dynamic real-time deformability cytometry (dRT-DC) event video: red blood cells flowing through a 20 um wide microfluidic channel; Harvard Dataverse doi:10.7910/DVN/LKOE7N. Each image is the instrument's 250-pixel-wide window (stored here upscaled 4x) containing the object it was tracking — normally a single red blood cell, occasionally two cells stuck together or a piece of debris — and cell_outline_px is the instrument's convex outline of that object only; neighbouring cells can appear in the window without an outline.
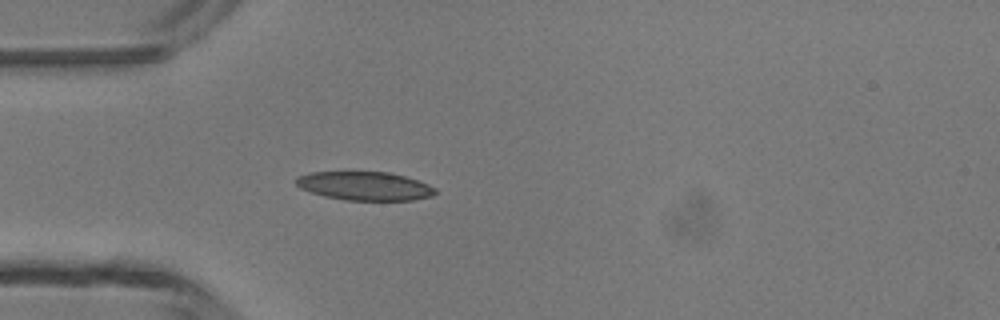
{"species": "common noctule bat (a hibernating species)", "species_latin": "Nyctalus noctula", "temperature_condition": "room temperature", "stored_images_in_passage": 3, "camera_frame_rate_fps": 3000, "um_per_image_px": 0.085, "animal": {"sex": "male", "body_mass_g": 13.3}, "frame": {"image": 1, "passage_image": 3, "time_ms": 2.333, "image_size_px": [1000, 320], "cell_outline_px": [[436, 192], [432, 196], [412, 200], [344, 200], [324, 196], [300, 188], [296, 184], [296, 176], [308, 172], [388, 172], [404, 176], [428, 184], [436, 188]], "centroid_in_image_um": [30.98, 15.81], "position_along_channel_um": 54.0, "area_um2": 23.18}}